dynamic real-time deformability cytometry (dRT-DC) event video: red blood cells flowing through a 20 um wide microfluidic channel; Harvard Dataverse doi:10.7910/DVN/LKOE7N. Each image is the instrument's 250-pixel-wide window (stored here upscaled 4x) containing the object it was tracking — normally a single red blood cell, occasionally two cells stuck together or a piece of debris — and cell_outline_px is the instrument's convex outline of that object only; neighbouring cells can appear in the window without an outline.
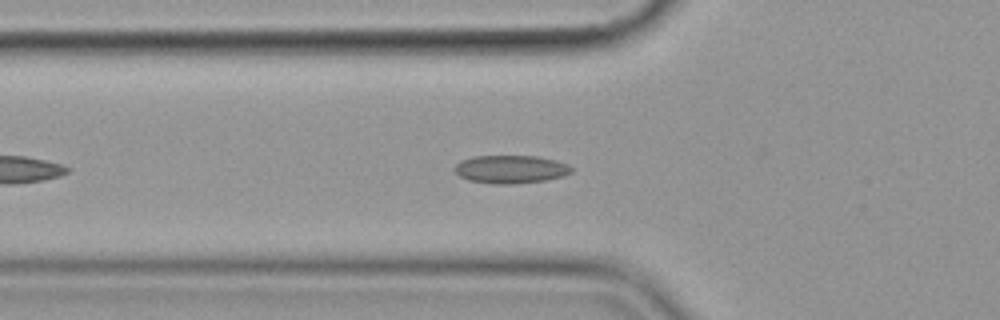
{"species": "common noctule bat (a hibernating species)", "species_latin": "Nyctalus noctula", "temperature_condition": "cold", "stored_images_in_passage": 29, "camera_frame_rate_fps": 3000, "um_per_image_px": 0.085, "animal": {"sex": "female", "body_mass_g": 19.9}, "frame": {"image": 1, "passage_image": 9, "time_ms": 2.667, "image_size_px": [1000, 320], "cell_outline_px": [[572, 172], [564, 176], [544, 180], [512, 184], [492, 184], [468, 180], [460, 176], [456, 172], [456, 164], [460, 160], [472, 156], [536, 156], [556, 160], [568, 164], [572, 168]], "centroid_in_image_um": [43.41, 14.38], "position_along_channel_um": 82.4, "area_um2": 19.13}}
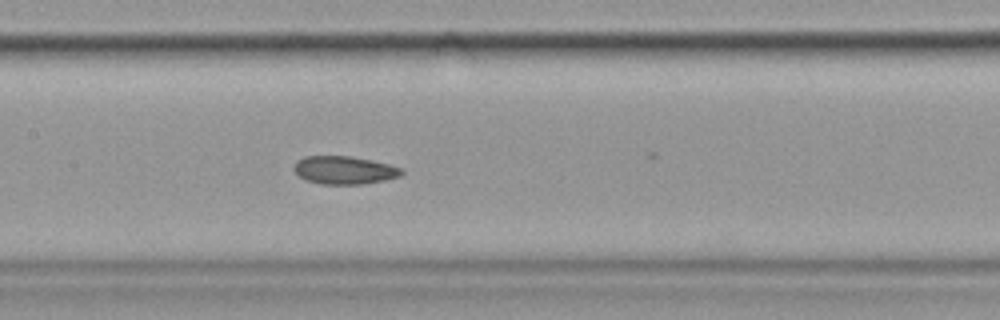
{"frame": {"image": 2, "passage_image": 17, "time_ms": 5.333, "image_size_px": [1000, 320], "cell_outline_px": [[404, 172], [400, 176], [384, 180], [360, 184], [320, 184], [304, 180], [292, 168], [296, 160], [304, 156], [348, 156], [372, 160], [404, 168]], "centroid_in_image_um": [29.25, 14.46], "position_along_channel_um": 178.2, "area_um2": 17.69}}
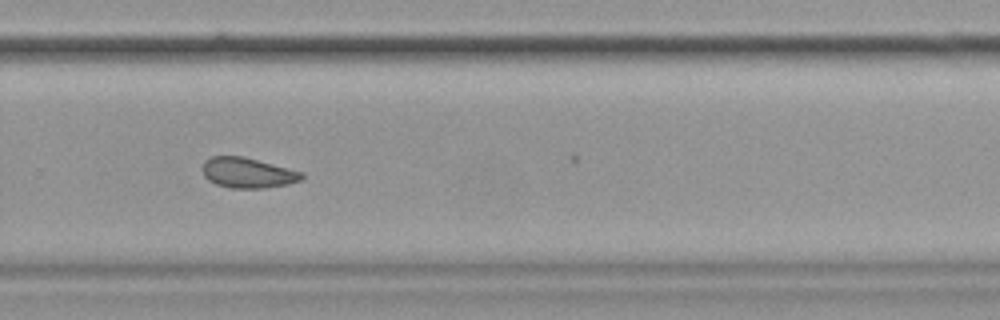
{"frame": {"image": 3, "passage_image": 28, "time_ms": 9.0, "image_size_px": [1000, 320], "cell_outline_px": [[304, 176], [300, 180], [288, 184], [264, 188], [232, 188], [216, 184], [208, 180], [204, 176], [200, 168], [204, 160], [212, 156], [244, 156], [304, 172]], "centroid_in_image_um": [21.02, 14.68], "position_along_channel_um": 308.8, "area_um2": 17.74}}